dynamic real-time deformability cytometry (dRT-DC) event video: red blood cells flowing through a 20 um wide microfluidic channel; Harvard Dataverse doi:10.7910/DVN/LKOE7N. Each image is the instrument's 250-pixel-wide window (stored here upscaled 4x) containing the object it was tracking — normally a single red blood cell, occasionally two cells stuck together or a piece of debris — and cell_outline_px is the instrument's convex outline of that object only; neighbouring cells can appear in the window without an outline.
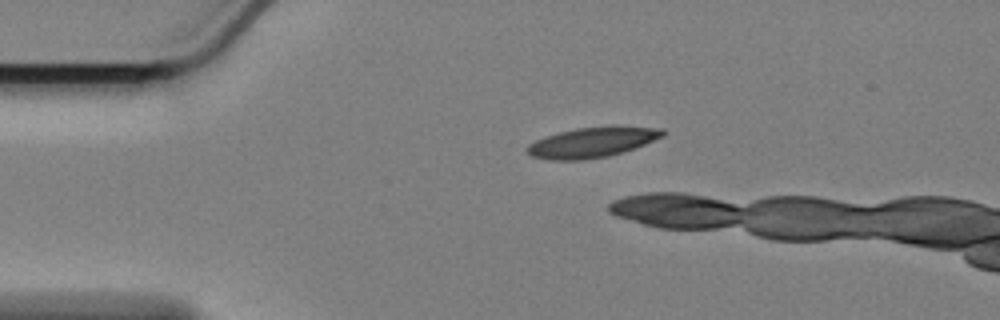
{"species": "Egyptian fruit bat (a non-hibernating species)", "species_latin": "Rousettus aegyptiacus", "temperature_condition": "cold", "stored_images_in_passage": 5, "camera_frame_rate_fps": 3000, "um_per_image_px": 0.085, "animal": {"sex": "female"}, "frame": {"image": 1, "passage_image": 1, "time_ms": 0.0, "image_size_px": [1000, 320], "cell_outline_px": [[664, 136], [644, 144], [608, 156], [580, 160], [548, 160], [532, 156], [524, 148], [528, 144], [544, 136], [576, 128], [612, 124], [620, 124], [664, 128]], "centroid_in_image_um": [50.36, 12.05], "position_along_channel_um": 34.6, "area_um2": 24.33}}